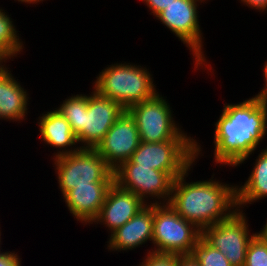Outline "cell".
I'll use <instances>...</instances> for the list:
<instances>
[{
  "label": "cell",
  "mask_w": 267,
  "mask_h": 266,
  "mask_svg": "<svg viewBox=\"0 0 267 266\" xmlns=\"http://www.w3.org/2000/svg\"><path fill=\"white\" fill-rule=\"evenodd\" d=\"M0 226H1V225H0ZM0 228H1V227H0ZM1 234H2V233H1V230H0V245H2V244H1V243H2V242H1ZM0 248H1V246H0ZM1 253H3V252H2L1 249H0V254H1Z\"/></svg>",
  "instance_id": "cell-31"
},
{
  "label": "cell",
  "mask_w": 267,
  "mask_h": 266,
  "mask_svg": "<svg viewBox=\"0 0 267 266\" xmlns=\"http://www.w3.org/2000/svg\"><path fill=\"white\" fill-rule=\"evenodd\" d=\"M57 109L69 122L76 139L81 135L83 119V94H76L67 97Z\"/></svg>",
  "instance_id": "cell-20"
},
{
  "label": "cell",
  "mask_w": 267,
  "mask_h": 266,
  "mask_svg": "<svg viewBox=\"0 0 267 266\" xmlns=\"http://www.w3.org/2000/svg\"><path fill=\"white\" fill-rule=\"evenodd\" d=\"M177 266H200L189 255H177Z\"/></svg>",
  "instance_id": "cell-28"
},
{
  "label": "cell",
  "mask_w": 267,
  "mask_h": 266,
  "mask_svg": "<svg viewBox=\"0 0 267 266\" xmlns=\"http://www.w3.org/2000/svg\"><path fill=\"white\" fill-rule=\"evenodd\" d=\"M246 213L237 210L229 219L204 228L201 237L218 249L232 266H244L250 240L256 233H250Z\"/></svg>",
  "instance_id": "cell-10"
},
{
  "label": "cell",
  "mask_w": 267,
  "mask_h": 266,
  "mask_svg": "<svg viewBox=\"0 0 267 266\" xmlns=\"http://www.w3.org/2000/svg\"><path fill=\"white\" fill-rule=\"evenodd\" d=\"M147 204L129 190L118 186L115 182L109 187L105 201L98 216L92 224L106 227L109 235L123 226Z\"/></svg>",
  "instance_id": "cell-13"
},
{
  "label": "cell",
  "mask_w": 267,
  "mask_h": 266,
  "mask_svg": "<svg viewBox=\"0 0 267 266\" xmlns=\"http://www.w3.org/2000/svg\"><path fill=\"white\" fill-rule=\"evenodd\" d=\"M113 183H90V185L76 186L62 199L70 214L82 223L89 225L98 216L105 201L109 187Z\"/></svg>",
  "instance_id": "cell-15"
},
{
  "label": "cell",
  "mask_w": 267,
  "mask_h": 266,
  "mask_svg": "<svg viewBox=\"0 0 267 266\" xmlns=\"http://www.w3.org/2000/svg\"><path fill=\"white\" fill-rule=\"evenodd\" d=\"M18 252L14 251H5L0 254V266H22L20 256Z\"/></svg>",
  "instance_id": "cell-25"
},
{
  "label": "cell",
  "mask_w": 267,
  "mask_h": 266,
  "mask_svg": "<svg viewBox=\"0 0 267 266\" xmlns=\"http://www.w3.org/2000/svg\"><path fill=\"white\" fill-rule=\"evenodd\" d=\"M259 232H255L258 237H260L267 244V220Z\"/></svg>",
  "instance_id": "cell-29"
},
{
  "label": "cell",
  "mask_w": 267,
  "mask_h": 266,
  "mask_svg": "<svg viewBox=\"0 0 267 266\" xmlns=\"http://www.w3.org/2000/svg\"><path fill=\"white\" fill-rule=\"evenodd\" d=\"M113 174L118 186L133 192L147 205L169 203L174 179L167 172L139 167L129 159L114 169Z\"/></svg>",
  "instance_id": "cell-9"
},
{
  "label": "cell",
  "mask_w": 267,
  "mask_h": 266,
  "mask_svg": "<svg viewBox=\"0 0 267 266\" xmlns=\"http://www.w3.org/2000/svg\"><path fill=\"white\" fill-rule=\"evenodd\" d=\"M197 140H167L158 143L140 142L130 160L139 167H152L167 172L173 179L187 170L203 148Z\"/></svg>",
  "instance_id": "cell-6"
},
{
  "label": "cell",
  "mask_w": 267,
  "mask_h": 266,
  "mask_svg": "<svg viewBox=\"0 0 267 266\" xmlns=\"http://www.w3.org/2000/svg\"><path fill=\"white\" fill-rule=\"evenodd\" d=\"M141 140L134 118L125 110L108 130L95 150L104 158L106 164L116 169L128 161Z\"/></svg>",
  "instance_id": "cell-12"
},
{
  "label": "cell",
  "mask_w": 267,
  "mask_h": 266,
  "mask_svg": "<svg viewBox=\"0 0 267 266\" xmlns=\"http://www.w3.org/2000/svg\"><path fill=\"white\" fill-rule=\"evenodd\" d=\"M142 262L138 266H177L176 254H158L148 253L145 254Z\"/></svg>",
  "instance_id": "cell-23"
},
{
  "label": "cell",
  "mask_w": 267,
  "mask_h": 266,
  "mask_svg": "<svg viewBox=\"0 0 267 266\" xmlns=\"http://www.w3.org/2000/svg\"><path fill=\"white\" fill-rule=\"evenodd\" d=\"M255 158L253 169L244 185H236L239 211H243L248 204L250 206L256 201L267 198V148H263Z\"/></svg>",
  "instance_id": "cell-18"
},
{
  "label": "cell",
  "mask_w": 267,
  "mask_h": 266,
  "mask_svg": "<svg viewBox=\"0 0 267 266\" xmlns=\"http://www.w3.org/2000/svg\"><path fill=\"white\" fill-rule=\"evenodd\" d=\"M51 160L63 197L76 186L114 182L113 170L95 149L80 148L75 153Z\"/></svg>",
  "instance_id": "cell-8"
},
{
  "label": "cell",
  "mask_w": 267,
  "mask_h": 266,
  "mask_svg": "<svg viewBox=\"0 0 267 266\" xmlns=\"http://www.w3.org/2000/svg\"><path fill=\"white\" fill-rule=\"evenodd\" d=\"M107 66L95 77L92 88L100 95L116 101L125 110L158 93L149 68L118 61Z\"/></svg>",
  "instance_id": "cell-3"
},
{
  "label": "cell",
  "mask_w": 267,
  "mask_h": 266,
  "mask_svg": "<svg viewBox=\"0 0 267 266\" xmlns=\"http://www.w3.org/2000/svg\"><path fill=\"white\" fill-rule=\"evenodd\" d=\"M90 93H83V119L77 143L80 148L95 149L125 109L95 89Z\"/></svg>",
  "instance_id": "cell-11"
},
{
  "label": "cell",
  "mask_w": 267,
  "mask_h": 266,
  "mask_svg": "<svg viewBox=\"0 0 267 266\" xmlns=\"http://www.w3.org/2000/svg\"><path fill=\"white\" fill-rule=\"evenodd\" d=\"M18 32L11 15L9 17L8 12L0 7V66L6 65L9 59L13 61L23 52L25 42Z\"/></svg>",
  "instance_id": "cell-19"
},
{
  "label": "cell",
  "mask_w": 267,
  "mask_h": 266,
  "mask_svg": "<svg viewBox=\"0 0 267 266\" xmlns=\"http://www.w3.org/2000/svg\"><path fill=\"white\" fill-rule=\"evenodd\" d=\"M37 120L41 141L48 147L50 145L57 148V152L51 156L52 159L75 153L80 149L69 122L57 109L43 112Z\"/></svg>",
  "instance_id": "cell-16"
},
{
  "label": "cell",
  "mask_w": 267,
  "mask_h": 266,
  "mask_svg": "<svg viewBox=\"0 0 267 266\" xmlns=\"http://www.w3.org/2000/svg\"><path fill=\"white\" fill-rule=\"evenodd\" d=\"M199 3L200 5L204 4L201 0H174L155 18L162 22L161 24L165 28L167 27L170 32L172 31L171 33L189 48L190 55H192L193 61L195 60L193 62L195 71L205 69L213 74L214 69H212L210 62L207 61V56L204 54L205 51L203 49L205 37H203L199 25V11L197 10L199 9Z\"/></svg>",
  "instance_id": "cell-4"
},
{
  "label": "cell",
  "mask_w": 267,
  "mask_h": 266,
  "mask_svg": "<svg viewBox=\"0 0 267 266\" xmlns=\"http://www.w3.org/2000/svg\"><path fill=\"white\" fill-rule=\"evenodd\" d=\"M166 97L157 93L153 98L130 106L127 111L134 118L141 142L158 143L167 140H196L187 135L174 119Z\"/></svg>",
  "instance_id": "cell-7"
},
{
  "label": "cell",
  "mask_w": 267,
  "mask_h": 266,
  "mask_svg": "<svg viewBox=\"0 0 267 266\" xmlns=\"http://www.w3.org/2000/svg\"><path fill=\"white\" fill-rule=\"evenodd\" d=\"M189 256L200 266H232L226 257L202 237L192 247Z\"/></svg>",
  "instance_id": "cell-21"
},
{
  "label": "cell",
  "mask_w": 267,
  "mask_h": 266,
  "mask_svg": "<svg viewBox=\"0 0 267 266\" xmlns=\"http://www.w3.org/2000/svg\"><path fill=\"white\" fill-rule=\"evenodd\" d=\"M244 266H267V244L256 234L248 244Z\"/></svg>",
  "instance_id": "cell-22"
},
{
  "label": "cell",
  "mask_w": 267,
  "mask_h": 266,
  "mask_svg": "<svg viewBox=\"0 0 267 266\" xmlns=\"http://www.w3.org/2000/svg\"><path fill=\"white\" fill-rule=\"evenodd\" d=\"M214 125V164L240 166L266 137L267 102L253 95L243 102L225 103Z\"/></svg>",
  "instance_id": "cell-1"
},
{
  "label": "cell",
  "mask_w": 267,
  "mask_h": 266,
  "mask_svg": "<svg viewBox=\"0 0 267 266\" xmlns=\"http://www.w3.org/2000/svg\"><path fill=\"white\" fill-rule=\"evenodd\" d=\"M240 3H243L248 6V8H252V10H258V12H265L267 11V0H239Z\"/></svg>",
  "instance_id": "cell-26"
},
{
  "label": "cell",
  "mask_w": 267,
  "mask_h": 266,
  "mask_svg": "<svg viewBox=\"0 0 267 266\" xmlns=\"http://www.w3.org/2000/svg\"><path fill=\"white\" fill-rule=\"evenodd\" d=\"M263 67L264 68L262 69L261 72H263V78L265 84H263V88L256 95L259 96L263 101L267 102V61L264 63Z\"/></svg>",
  "instance_id": "cell-27"
},
{
  "label": "cell",
  "mask_w": 267,
  "mask_h": 266,
  "mask_svg": "<svg viewBox=\"0 0 267 266\" xmlns=\"http://www.w3.org/2000/svg\"><path fill=\"white\" fill-rule=\"evenodd\" d=\"M200 237L201 230L168 203L153 204V248L148 253L189 255Z\"/></svg>",
  "instance_id": "cell-5"
},
{
  "label": "cell",
  "mask_w": 267,
  "mask_h": 266,
  "mask_svg": "<svg viewBox=\"0 0 267 266\" xmlns=\"http://www.w3.org/2000/svg\"><path fill=\"white\" fill-rule=\"evenodd\" d=\"M174 0H142V2L150 10L151 15L156 17L161 11H163L166 6L173 3Z\"/></svg>",
  "instance_id": "cell-24"
},
{
  "label": "cell",
  "mask_w": 267,
  "mask_h": 266,
  "mask_svg": "<svg viewBox=\"0 0 267 266\" xmlns=\"http://www.w3.org/2000/svg\"><path fill=\"white\" fill-rule=\"evenodd\" d=\"M109 236L108 251H131L148 241L152 243L153 236V204L146 205L123 226L116 229Z\"/></svg>",
  "instance_id": "cell-14"
},
{
  "label": "cell",
  "mask_w": 267,
  "mask_h": 266,
  "mask_svg": "<svg viewBox=\"0 0 267 266\" xmlns=\"http://www.w3.org/2000/svg\"><path fill=\"white\" fill-rule=\"evenodd\" d=\"M194 162L174 179L169 205L199 230L229 219L237 210V184L214 179L186 182ZM192 168V169H191Z\"/></svg>",
  "instance_id": "cell-2"
},
{
  "label": "cell",
  "mask_w": 267,
  "mask_h": 266,
  "mask_svg": "<svg viewBox=\"0 0 267 266\" xmlns=\"http://www.w3.org/2000/svg\"><path fill=\"white\" fill-rule=\"evenodd\" d=\"M15 2L16 1H18V2H20V3H26V4H29V5H31V4H39V3H42L44 0H14ZM46 1V0H45Z\"/></svg>",
  "instance_id": "cell-30"
},
{
  "label": "cell",
  "mask_w": 267,
  "mask_h": 266,
  "mask_svg": "<svg viewBox=\"0 0 267 266\" xmlns=\"http://www.w3.org/2000/svg\"><path fill=\"white\" fill-rule=\"evenodd\" d=\"M20 84L12 75L10 67L0 66V120L20 124L27 119L25 117L28 115V103L31 98Z\"/></svg>",
  "instance_id": "cell-17"
}]
</instances>
